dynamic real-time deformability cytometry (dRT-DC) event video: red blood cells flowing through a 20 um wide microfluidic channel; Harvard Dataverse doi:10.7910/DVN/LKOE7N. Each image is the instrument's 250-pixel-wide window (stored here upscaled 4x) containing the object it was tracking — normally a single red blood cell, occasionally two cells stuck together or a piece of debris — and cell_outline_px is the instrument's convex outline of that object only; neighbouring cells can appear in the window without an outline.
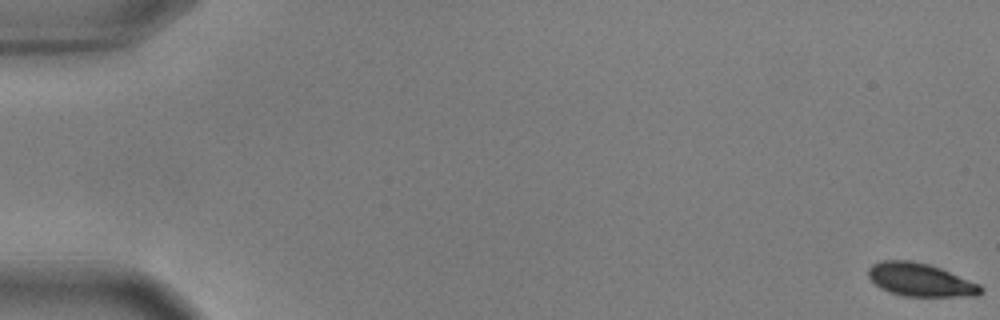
{"species": "common noctule bat (a hibernating species)", "species_latin": "Nyctalus noctula", "temperature_condition": "warm", "stored_images_in_passage": 57, "camera_frame_rate_fps": 3000, "um_per_image_px": 0.085, "animal": {"sex": "male", "body_mass_g": 17.9, "forearm_length_mm": 54.2}, "frame": {"image": 1, "passage_image": 1, "time_ms": 0.0, "image_size_px": [1000, 320], "cell_outline_px": [[984, 292], [976, 296], [904, 296], [880, 288], [868, 276], [868, 268], [872, 264], [884, 260], [912, 260], [928, 264], [940, 268], [980, 284], [984, 288]], "centroid_in_image_um": [78.26, 23.78], "position_along_channel_um": 6.7, "area_um2": 21.68}}
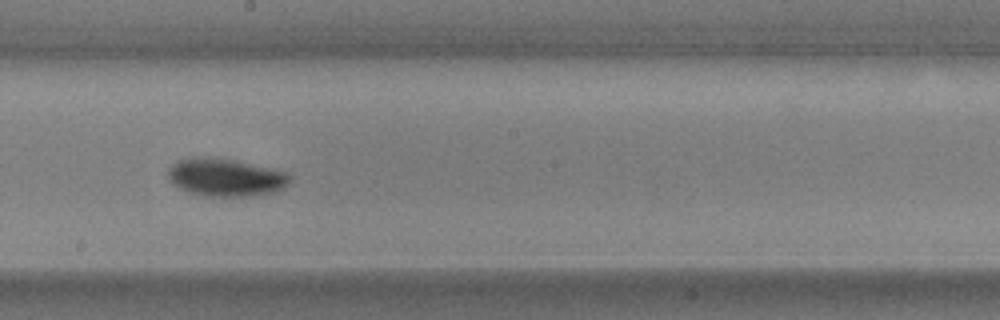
{"frame": {"image": 2, "passage_image": 33, "time_ms": 10.667, "image_size_px": [1000, 320], "cell_outline_px": [[292, 180], [284, 188], [276, 192], [248, 196], [204, 196], [188, 192], [172, 184], [168, 180], [168, 168], [176, 160], [236, 160], [272, 168], [288, 172], [292, 176]], "centroid_in_image_um": [19.25, 15.12], "position_along_channel_um": 228.9, "area_um2": 26.41}}
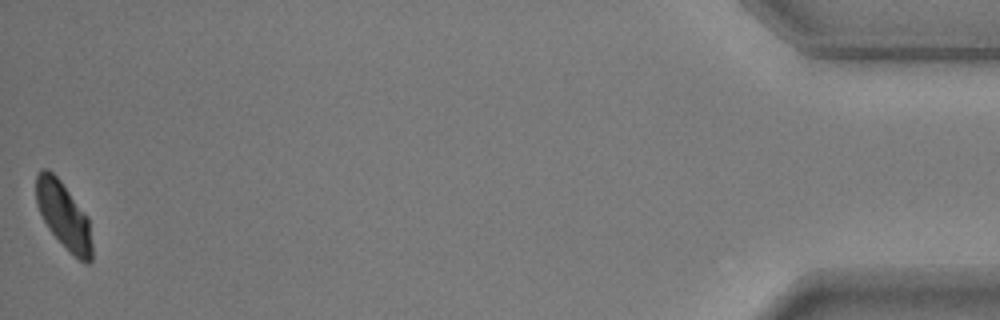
{"frame": {"image": 3, "passage_image": 57, "time_ms": 18.667, "image_size_px": [1000, 320], "cell_outline_px": [[92, 260], [88, 264], [80, 260], [48, 228], [36, 204], [36, 176], [40, 168], [48, 168], [60, 180], [88, 216], [92, 244]], "centroid_in_image_um": [5.41, 18.26], "position_along_channel_um": 429.8, "area_um2": 21.39}, "authors_computed_cell_mechanics": {"area_um2": 23.698, "velocity_mm_per_s": 3.6119, "shape_relaxation_time_tau1_ms": 1.7847, "shape_relaxation_time_tau2_ms": null, "deformation_change_tau1": 0.1138, "deformation_change_tau2": null}}